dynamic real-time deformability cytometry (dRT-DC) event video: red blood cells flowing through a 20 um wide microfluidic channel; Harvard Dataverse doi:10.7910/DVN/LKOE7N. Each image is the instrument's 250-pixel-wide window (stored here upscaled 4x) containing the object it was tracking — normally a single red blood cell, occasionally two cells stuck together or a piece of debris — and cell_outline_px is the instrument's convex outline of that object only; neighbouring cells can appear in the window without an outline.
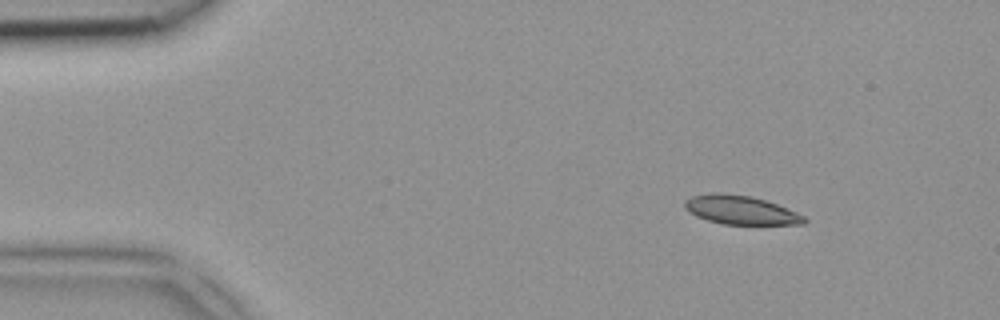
{"species": "common noctule bat (a hibernating species)", "species_latin": "Nyctalus noctula", "temperature_condition": "room temperature", "stored_images_in_passage": 3, "camera_frame_rate_fps": 3000, "um_per_image_px": 0.085, "animal": {"sex": "female", "body_mass_g": 18.4}, "frame": {"image": 1, "passage_image": 1, "time_ms": 0.0, "image_size_px": [1000, 320], "cell_outline_px": [[808, 220], [804, 224], [724, 224], [708, 220], [696, 216], [688, 212], [684, 208], [684, 200], [692, 196], [712, 192], [720, 192], [752, 196], [776, 204], [796, 212], [804, 216]], "centroid_in_image_um": [62.91, 17.84], "position_along_channel_um": 22.1, "area_um2": 20.06}}
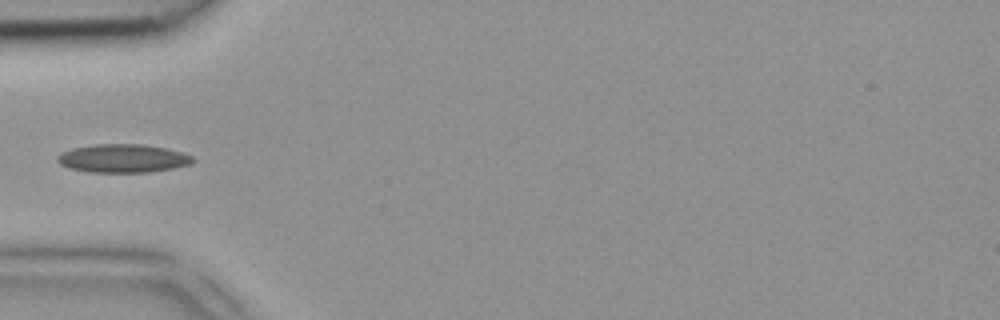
{"frame": {"image": 2, "passage_image": 3, "time_ms": 0.667, "image_size_px": [1000, 320], "cell_outline_px": [[196, 160], [192, 164], [172, 168], [148, 172], [88, 172], [68, 168], [60, 164], [56, 160], [56, 156], [72, 148], [92, 144], [144, 144], [184, 152], [192, 156]], "centroid_in_image_um": [10.45, 13.46], "position_along_channel_um": 74.6, "area_um2": 22.54}}